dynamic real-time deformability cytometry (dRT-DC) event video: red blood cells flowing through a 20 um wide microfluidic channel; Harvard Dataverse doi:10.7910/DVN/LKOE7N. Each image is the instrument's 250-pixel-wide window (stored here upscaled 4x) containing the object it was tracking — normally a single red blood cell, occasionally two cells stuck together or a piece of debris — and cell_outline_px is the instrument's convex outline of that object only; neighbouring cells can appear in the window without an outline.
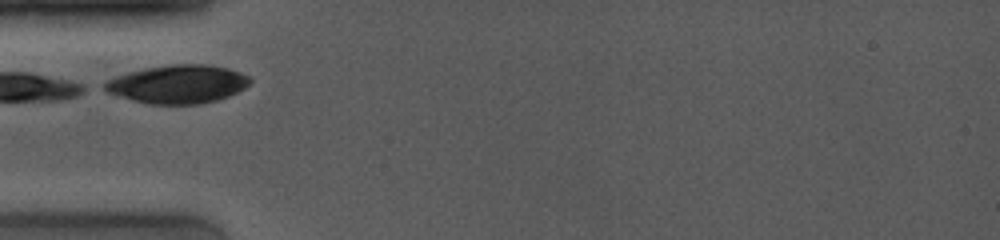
{"species": "common noctule bat (a hibernating species)", "species_latin": "Nyctalus noctula", "temperature_condition": "room temperature", "stored_images_in_passage": 24, "camera_frame_rate_fps": 4000, "um_per_image_px": 0.085, "animal": {"sex": "female", "body_mass_g": 19.0, "forearm_length_mm": 53.3}, "frame": {"image": 1, "passage_image": 1, "time_ms": 0.0, "image_size_px": [1000, 240], "cell_outline_px": [[252, 80], [244, 88], [228, 96], [216, 100], [200, 104], [148, 104], [116, 96], [100, 88], [100, 84], [116, 76], [128, 72], [144, 68], [172, 64], [204, 64], [228, 68], [240, 72], [248, 76]], "centroid_in_image_um": [15.06, 7.15], "position_along_channel_um": 69.9, "area_um2": 32.66}}